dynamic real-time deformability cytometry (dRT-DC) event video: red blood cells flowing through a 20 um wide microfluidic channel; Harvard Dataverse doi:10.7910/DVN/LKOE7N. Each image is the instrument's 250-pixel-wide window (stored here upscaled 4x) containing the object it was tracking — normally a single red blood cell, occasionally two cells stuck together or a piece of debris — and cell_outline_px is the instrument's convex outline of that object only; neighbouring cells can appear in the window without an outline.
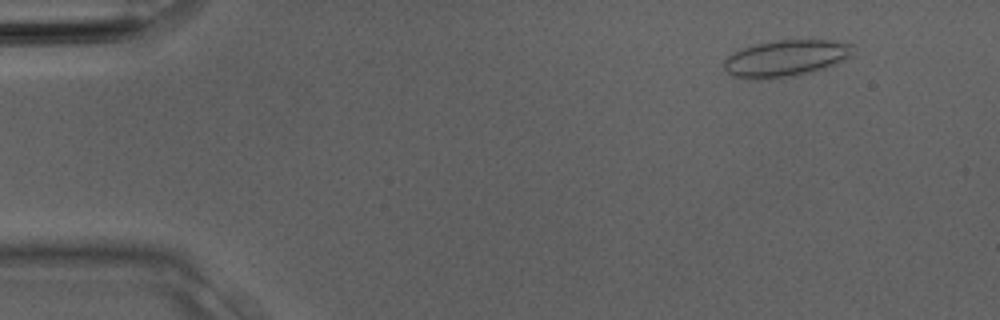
{"species": "Egyptian fruit bat (a non-hibernating species)", "species_latin": "Rousettus aegyptiacus", "temperature_condition": "room temperature", "stored_images_in_passage": 33, "camera_frame_rate_fps": 3000, "um_per_image_px": 0.085, "animal": {"sex": "male"}, "frame": {"image": 1, "passage_image": 4, "time_ms": 1.0, "image_size_px": [1000, 320], "cell_outline_px": [[852, 56], [844, 60], [824, 68], [812, 72], [796, 76], [772, 80], [752, 80], [732, 76], [724, 68], [724, 60], [732, 52], [740, 48], [756, 44], [780, 40], [832, 40], [852, 44]], "centroid_in_image_um": [66.75, 4.98], "position_along_channel_um": 18.2, "area_um2": 27.92}}
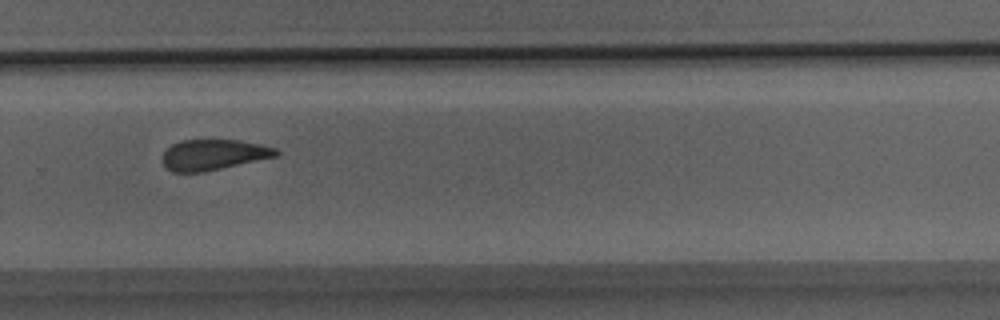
{"frame": {"image": 2, "passage_image": 23, "time_ms": 7.333, "image_size_px": [1000, 320], "cell_outline_px": [[280, 156], [204, 172], [172, 172], [164, 164], [164, 152], [172, 144], [180, 140], [240, 140], [260, 144], [276, 148], [280, 152]], "centroid_in_image_um": [18.21, 13.15], "position_along_channel_um": 311.6, "area_um2": 20.35}}
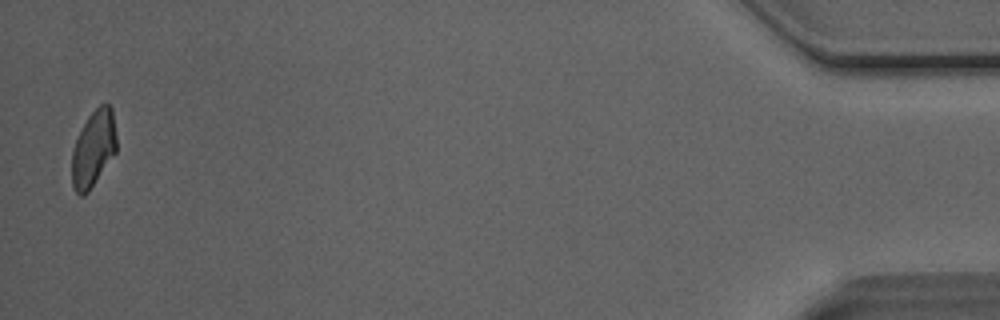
{"frame": {"image": 3, "passage_image": 33, "time_ms": 10.667, "image_size_px": [1000, 320], "cell_outline_px": [[116, 152], [88, 192], [84, 196], [80, 196], [72, 188], [72, 152], [76, 140], [88, 116], [100, 104], [108, 104], [112, 108], [116, 136]], "centroid_in_image_um": [7.94, 12.65], "position_along_channel_um": 427.3, "area_um2": 19.71}}